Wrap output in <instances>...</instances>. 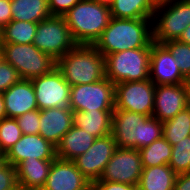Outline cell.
Here are the masks:
<instances>
[{
    "label": "cell",
    "instance_id": "obj_1",
    "mask_svg": "<svg viewBox=\"0 0 190 190\" xmlns=\"http://www.w3.org/2000/svg\"><path fill=\"white\" fill-rule=\"evenodd\" d=\"M152 18L118 19L111 17L108 26L93 46L105 57L128 49L151 48Z\"/></svg>",
    "mask_w": 190,
    "mask_h": 190
},
{
    "label": "cell",
    "instance_id": "obj_44",
    "mask_svg": "<svg viewBox=\"0 0 190 190\" xmlns=\"http://www.w3.org/2000/svg\"><path fill=\"white\" fill-rule=\"evenodd\" d=\"M2 60H4V58H3V50H2V47H0V63L2 62Z\"/></svg>",
    "mask_w": 190,
    "mask_h": 190
},
{
    "label": "cell",
    "instance_id": "obj_3",
    "mask_svg": "<svg viewBox=\"0 0 190 190\" xmlns=\"http://www.w3.org/2000/svg\"><path fill=\"white\" fill-rule=\"evenodd\" d=\"M56 68L70 86L105 78V57L93 46L77 44L56 60Z\"/></svg>",
    "mask_w": 190,
    "mask_h": 190
},
{
    "label": "cell",
    "instance_id": "obj_36",
    "mask_svg": "<svg viewBox=\"0 0 190 190\" xmlns=\"http://www.w3.org/2000/svg\"><path fill=\"white\" fill-rule=\"evenodd\" d=\"M91 190H138L137 185L120 182L96 181Z\"/></svg>",
    "mask_w": 190,
    "mask_h": 190
},
{
    "label": "cell",
    "instance_id": "obj_23",
    "mask_svg": "<svg viewBox=\"0 0 190 190\" xmlns=\"http://www.w3.org/2000/svg\"><path fill=\"white\" fill-rule=\"evenodd\" d=\"M177 174L167 165L143 167L138 190H174Z\"/></svg>",
    "mask_w": 190,
    "mask_h": 190
},
{
    "label": "cell",
    "instance_id": "obj_29",
    "mask_svg": "<svg viewBox=\"0 0 190 190\" xmlns=\"http://www.w3.org/2000/svg\"><path fill=\"white\" fill-rule=\"evenodd\" d=\"M168 165L177 175L190 172V135L172 146Z\"/></svg>",
    "mask_w": 190,
    "mask_h": 190
},
{
    "label": "cell",
    "instance_id": "obj_19",
    "mask_svg": "<svg viewBox=\"0 0 190 190\" xmlns=\"http://www.w3.org/2000/svg\"><path fill=\"white\" fill-rule=\"evenodd\" d=\"M2 94L8 118L16 119L26 112L38 109L31 80L20 79Z\"/></svg>",
    "mask_w": 190,
    "mask_h": 190
},
{
    "label": "cell",
    "instance_id": "obj_31",
    "mask_svg": "<svg viewBox=\"0 0 190 190\" xmlns=\"http://www.w3.org/2000/svg\"><path fill=\"white\" fill-rule=\"evenodd\" d=\"M163 44L172 53L182 75L188 79L190 77V45L179 40H170Z\"/></svg>",
    "mask_w": 190,
    "mask_h": 190
},
{
    "label": "cell",
    "instance_id": "obj_27",
    "mask_svg": "<svg viewBox=\"0 0 190 190\" xmlns=\"http://www.w3.org/2000/svg\"><path fill=\"white\" fill-rule=\"evenodd\" d=\"M143 167H153L169 163L172 145L162 136L150 145L139 149Z\"/></svg>",
    "mask_w": 190,
    "mask_h": 190
},
{
    "label": "cell",
    "instance_id": "obj_11",
    "mask_svg": "<svg viewBox=\"0 0 190 190\" xmlns=\"http://www.w3.org/2000/svg\"><path fill=\"white\" fill-rule=\"evenodd\" d=\"M39 110L69 107L71 86L55 67L50 73L31 79Z\"/></svg>",
    "mask_w": 190,
    "mask_h": 190
},
{
    "label": "cell",
    "instance_id": "obj_24",
    "mask_svg": "<svg viewBox=\"0 0 190 190\" xmlns=\"http://www.w3.org/2000/svg\"><path fill=\"white\" fill-rule=\"evenodd\" d=\"M12 20L39 23L51 16L48 0H11Z\"/></svg>",
    "mask_w": 190,
    "mask_h": 190
},
{
    "label": "cell",
    "instance_id": "obj_21",
    "mask_svg": "<svg viewBox=\"0 0 190 190\" xmlns=\"http://www.w3.org/2000/svg\"><path fill=\"white\" fill-rule=\"evenodd\" d=\"M96 137L74 125L62 137L56 146V157L73 161L79 155L84 154L94 143Z\"/></svg>",
    "mask_w": 190,
    "mask_h": 190
},
{
    "label": "cell",
    "instance_id": "obj_9",
    "mask_svg": "<svg viewBox=\"0 0 190 190\" xmlns=\"http://www.w3.org/2000/svg\"><path fill=\"white\" fill-rule=\"evenodd\" d=\"M69 107L72 111L115 109V84L107 77L90 84L71 86Z\"/></svg>",
    "mask_w": 190,
    "mask_h": 190
},
{
    "label": "cell",
    "instance_id": "obj_46",
    "mask_svg": "<svg viewBox=\"0 0 190 190\" xmlns=\"http://www.w3.org/2000/svg\"><path fill=\"white\" fill-rule=\"evenodd\" d=\"M2 46V36H1V29H0V47Z\"/></svg>",
    "mask_w": 190,
    "mask_h": 190
},
{
    "label": "cell",
    "instance_id": "obj_8",
    "mask_svg": "<svg viewBox=\"0 0 190 190\" xmlns=\"http://www.w3.org/2000/svg\"><path fill=\"white\" fill-rule=\"evenodd\" d=\"M33 44L55 60L77 45L63 16H50L37 23Z\"/></svg>",
    "mask_w": 190,
    "mask_h": 190
},
{
    "label": "cell",
    "instance_id": "obj_13",
    "mask_svg": "<svg viewBox=\"0 0 190 190\" xmlns=\"http://www.w3.org/2000/svg\"><path fill=\"white\" fill-rule=\"evenodd\" d=\"M117 148L113 135L109 134L96 138L92 146L73 161L83 176L93 184L101 178L105 166Z\"/></svg>",
    "mask_w": 190,
    "mask_h": 190
},
{
    "label": "cell",
    "instance_id": "obj_38",
    "mask_svg": "<svg viewBox=\"0 0 190 190\" xmlns=\"http://www.w3.org/2000/svg\"><path fill=\"white\" fill-rule=\"evenodd\" d=\"M174 190H190V172L176 176Z\"/></svg>",
    "mask_w": 190,
    "mask_h": 190
},
{
    "label": "cell",
    "instance_id": "obj_43",
    "mask_svg": "<svg viewBox=\"0 0 190 190\" xmlns=\"http://www.w3.org/2000/svg\"><path fill=\"white\" fill-rule=\"evenodd\" d=\"M95 1H98L101 4H105V5L110 6L114 0H95Z\"/></svg>",
    "mask_w": 190,
    "mask_h": 190
},
{
    "label": "cell",
    "instance_id": "obj_33",
    "mask_svg": "<svg viewBox=\"0 0 190 190\" xmlns=\"http://www.w3.org/2000/svg\"><path fill=\"white\" fill-rule=\"evenodd\" d=\"M20 79L17 70L5 60H2L0 63V93L5 92Z\"/></svg>",
    "mask_w": 190,
    "mask_h": 190
},
{
    "label": "cell",
    "instance_id": "obj_17",
    "mask_svg": "<svg viewBox=\"0 0 190 190\" xmlns=\"http://www.w3.org/2000/svg\"><path fill=\"white\" fill-rule=\"evenodd\" d=\"M188 107L187 84L155 85L152 116L163 122Z\"/></svg>",
    "mask_w": 190,
    "mask_h": 190
},
{
    "label": "cell",
    "instance_id": "obj_20",
    "mask_svg": "<svg viewBox=\"0 0 190 190\" xmlns=\"http://www.w3.org/2000/svg\"><path fill=\"white\" fill-rule=\"evenodd\" d=\"M53 160H23L16 166L19 190H42Z\"/></svg>",
    "mask_w": 190,
    "mask_h": 190
},
{
    "label": "cell",
    "instance_id": "obj_15",
    "mask_svg": "<svg viewBox=\"0 0 190 190\" xmlns=\"http://www.w3.org/2000/svg\"><path fill=\"white\" fill-rule=\"evenodd\" d=\"M6 162L16 167L23 160H54L56 146L40 134L22 135L5 153Z\"/></svg>",
    "mask_w": 190,
    "mask_h": 190
},
{
    "label": "cell",
    "instance_id": "obj_2",
    "mask_svg": "<svg viewBox=\"0 0 190 190\" xmlns=\"http://www.w3.org/2000/svg\"><path fill=\"white\" fill-rule=\"evenodd\" d=\"M162 122L153 116L113 110L111 134L119 148L140 149L162 137Z\"/></svg>",
    "mask_w": 190,
    "mask_h": 190
},
{
    "label": "cell",
    "instance_id": "obj_18",
    "mask_svg": "<svg viewBox=\"0 0 190 190\" xmlns=\"http://www.w3.org/2000/svg\"><path fill=\"white\" fill-rule=\"evenodd\" d=\"M70 107H55L40 110L39 134L57 146L73 125Z\"/></svg>",
    "mask_w": 190,
    "mask_h": 190
},
{
    "label": "cell",
    "instance_id": "obj_12",
    "mask_svg": "<svg viewBox=\"0 0 190 190\" xmlns=\"http://www.w3.org/2000/svg\"><path fill=\"white\" fill-rule=\"evenodd\" d=\"M143 166L138 149L117 148L98 181L137 185Z\"/></svg>",
    "mask_w": 190,
    "mask_h": 190
},
{
    "label": "cell",
    "instance_id": "obj_16",
    "mask_svg": "<svg viewBox=\"0 0 190 190\" xmlns=\"http://www.w3.org/2000/svg\"><path fill=\"white\" fill-rule=\"evenodd\" d=\"M92 184L83 176L74 161L55 158L42 190H91Z\"/></svg>",
    "mask_w": 190,
    "mask_h": 190
},
{
    "label": "cell",
    "instance_id": "obj_6",
    "mask_svg": "<svg viewBox=\"0 0 190 190\" xmlns=\"http://www.w3.org/2000/svg\"><path fill=\"white\" fill-rule=\"evenodd\" d=\"M1 47L4 60L17 70L21 79L31 80L50 73L56 67V60L33 43H2Z\"/></svg>",
    "mask_w": 190,
    "mask_h": 190
},
{
    "label": "cell",
    "instance_id": "obj_34",
    "mask_svg": "<svg viewBox=\"0 0 190 190\" xmlns=\"http://www.w3.org/2000/svg\"><path fill=\"white\" fill-rule=\"evenodd\" d=\"M0 190H19L16 167L9 163L0 169Z\"/></svg>",
    "mask_w": 190,
    "mask_h": 190
},
{
    "label": "cell",
    "instance_id": "obj_5",
    "mask_svg": "<svg viewBox=\"0 0 190 190\" xmlns=\"http://www.w3.org/2000/svg\"><path fill=\"white\" fill-rule=\"evenodd\" d=\"M151 48L128 49L105 56V77L113 84L149 79Z\"/></svg>",
    "mask_w": 190,
    "mask_h": 190
},
{
    "label": "cell",
    "instance_id": "obj_41",
    "mask_svg": "<svg viewBox=\"0 0 190 190\" xmlns=\"http://www.w3.org/2000/svg\"><path fill=\"white\" fill-rule=\"evenodd\" d=\"M174 0H151V2L153 3V5L155 7L164 5V4H168L170 2H173Z\"/></svg>",
    "mask_w": 190,
    "mask_h": 190
},
{
    "label": "cell",
    "instance_id": "obj_47",
    "mask_svg": "<svg viewBox=\"0 0 190 190\" xmlns=\"http://www.w3.org/2000/svg\"><path fill=\"white\" fill-rule=\"evenodd\" d=\"M187 86H190V77L187 79Z\"/></svg>",
    "mask_w": 190,
    "mask_h": 190
},
{
    "label": "cell",
    "instance_id": "obj_35",
    "mask_svg": "<svg viewBox=\"0 0 190 190\" xmlns=\"http://www.w3.org/2000/svg\"><path fill=\"white\" fill-rule=\"evenodd\" d=\"M80 0H48L51 16H63Z\"/></svg>",
    "mask_w": 190,
    "mask_h": 190
},
{
    "label": "cell",
    "instance_id": "obj_7",
    "mask_svg": "<svg viewBox=\"0 0 190 190\" xmlns=\"http://www.w3.org/2000/svg\"><path fill=\"white\" fill-rule=\"evenodd\" d=\"M152 20L154 42L178 40L190 25V0H174L156 7Z\"/></svg>",
    "mask_w": 190,
    "mask_h": 190
},
{
    "label": "cell",
    "instance_id": "obj_25",
    "mask_svg": "<svg viewBox=\"0 0 190 190\" xmlns=\"http://www.w3.org/2000/svg\"><path fill=\"white\" fill-rule=\"evenodd\" d=\"M156 7L151 0H114L111 17L118 19L153 18Z\"/></svg>",
    "mask_w": 190,
    "mask_h": 190
},
{
    "label": "cell",
    "instance_id": "obj_14",
    "mask_svg": "<svg viewBox=\"0 0 190 190\" xmlns=\"http://www.w3.org/2000/svg\"><path fill=\"white\" fill-rule=\"evenodd\" d=\"M170 50L161 43L152 42L149 79L155 85H179L187 83Z\"/></svg>",
    "mask_w": 190,
    "mask_h": 190
},
{
    "label": "cell",
    "instance_id": "obj_4",
    "mask_svg": "<svg viewBox=\"0 0 190 190\" xmlns=\"http://www.w3.org/2000/svg\"><path fill=\"white\" fill-rule=\"evenodd\" d=\"M63 17L76 44L93 45L109 24L110 6L80 0Z\"/></svg>",
    "mask_w": 190,
    "mask_h": 190
},
{
    "label": "cell",
    "instance_id": "obj_26",
    "mask_svg": "<svg viewBox=\"0 0 190 190\" xmlns=\"http://www.w3.org/2000/svg\"><path fill=\"white\" fill-rule=\"evenodd\" d=\"M162 136L174 146L190 135V107L162 122Z\"/></svg>",
    "mask_w": 190,
    "mask_h": 190
},
{
    "label": "cell",
    "instance_id": "obj_10",
    "mask_svg": "<svg viewBox=\"0 0 190 190\" xmlns=\"http://www.w3.org/2000/svg\"><path fill=\"white\" fill-rule=\"evenodd\" d=\"M155 84L146 79L115 84V109L147 116L154 111Z\"/></svg>",
    "mask_w": 190,
    "mask_h": 190
},
{
    "label": "cell",
    "instance_id": "obj_22",
    "mask_svg": "<svg viewBox=\"0 0 190 190\" xmlns=\"http://www.w3.org/2000/svg\"><path fill=\"white\" fill-rule=\"evenodd\" d=\"M113 110L73 111V125L96 138L111 134Z\"/></svg>",
    "mask_w": 190,
    "mask_h": 190
},
{
    "label": "cell",
    "instance_id": "obj_37",
    "mask_svg": "<svg viewBox=\"0 0 190 190\" xmlns=\"http://www.w3.org/2000/svg\"><path fill=\"white\" fill-rule=\"evenodd\" d=\"M12 20L11 0H0V29Z\"/></svg>",
    "mask_w": 190,
    "mask_h": 190
},
{
    "label": "cell",
    "instance_id": "obj_32",
    "mask_svg": "<svg viewBox=\"0 0 190 190\" xmlns=\"http://www.w3.org/2000/svg\"><path fill=\"white\" fill-rule=\"evenodd\" d=\"M40 110H33L26 112L16 118L20 129L24 135L28 134H39V122Z\"/></svg>",
    "mask_w": 190,
    "mask_h": 190
},
{
    "label": "cell",
    "instance_id": "obj_42",
    "mask_svg": "<svg viewBox=\"0 0 190 190\" xmlns=\"http://www.w3.org/2000/svg\"><path fill=\"white\" fill-rule=\"evenodd\" d=\"M5 153L0 152V169L6 164Z\"/></svg>",
    "mask_w": 190,
    "mask_h": 190
},
{
    "label": "cell",
    "instance_id": "obj_28",
    "mask_svg": "<svg viewBox=\"0 0 190 190\" xmlns=\"http://www.w3.org/2000/svg\"><path fill=\"white\" fill-rule=\"evenodd\" d=\"M37 23L11 20L2 30V43L31 44Z\"/></svg>",
    "mask_w": 190,
    "mask_h": 190
},
{
    "label": "cell",
    "instance_id": "obj_40",
    "mask_svg": "<svg viewBox=\"0 0 190 190\" xmlns=\"http://www.w3.org/2000/svg\"><path fill=\"white\" fill-rule=\"evenodd\" d=\"M6 117L7 115H6V110H5L4 97H3V94L0 93V121Z\"/></svg>",
    "mask_w": 190,
    "mask_h": 190
},
{
    "label": "cell",
    "instance_id": "obj_45",
    "mask_svg": "<svg viewBox=\"0 0 190 190\" xmlns=\"http://www.w3.org/2000/svg\"><path fill=\"white\" fill-rule=\"evenodd\" d=\"M188 87V107H190V86Z\"/></svg>",
    "mask_w": 190,
    "mask_h": 190
},
{
    "label": "cell",
    "instance_id": "obj_39",
    "mask_svg": "<svg viewBox=\"0 0 190 190\" xmlns=\"http://www.w3.org/2000/svg\"><path fill=\"white\" fill-rule=\"evenodd\" d=\"M178 40L190 45V25L183 31Z\"/></svg>",
    "mask_w": 190,
    "mask_h": 190
},
{
    "label": "cell",
    "instance_id": "obj_30",
    "mask_svg": "<svg viewBox=\"0 0 190 190\" xmlns=\"http://www.w3.org/2000/svg\"><path fill=\"white\" fill-rule=\"evenodd\" d=\"M23 133L15 118H4L0 121V152L6 153Z\"/></svg>",
    "mask_w": 190,
    "mask_h": 190
}]
</instances>
